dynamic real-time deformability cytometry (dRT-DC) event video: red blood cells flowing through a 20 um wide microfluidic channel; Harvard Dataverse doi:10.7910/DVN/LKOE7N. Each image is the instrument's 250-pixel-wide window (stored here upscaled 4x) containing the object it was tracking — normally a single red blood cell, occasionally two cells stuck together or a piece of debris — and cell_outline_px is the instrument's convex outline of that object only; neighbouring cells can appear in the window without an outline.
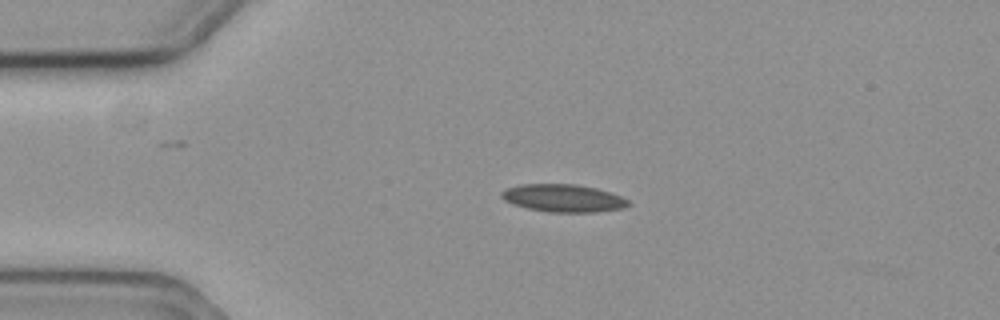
{"species": "common noctule bat (a hibernating species)", "species_latin": "Nyctalus noctula", "temperature_condition": "cold", "stored_images_in_passage": 17, "camera_frame_rate_fps": 3000, "um_per_image_px": 0.085, "animal": {"sex": "female", "body_mass_g": 19.3, "forearm_length_mm": 54.1}, "frame": {"image": 1, "passage_image": 12, "time_ms": 3.667, "image_size_px": [1000, 320], "cell_outline_px": [[632, 204], [624, 208], [596, 212], [548, 212], [528, 208], [512, 204], [504, 200], [500, 196], [500, 192], [504, 188], [520, 184], [576, 184], [596, 188], [620, 196], [628, 200]], "centroid_in_image_um": [47.85, 16.84], "position_along_channel_um": 37.2, "area_um2": 20.58}}